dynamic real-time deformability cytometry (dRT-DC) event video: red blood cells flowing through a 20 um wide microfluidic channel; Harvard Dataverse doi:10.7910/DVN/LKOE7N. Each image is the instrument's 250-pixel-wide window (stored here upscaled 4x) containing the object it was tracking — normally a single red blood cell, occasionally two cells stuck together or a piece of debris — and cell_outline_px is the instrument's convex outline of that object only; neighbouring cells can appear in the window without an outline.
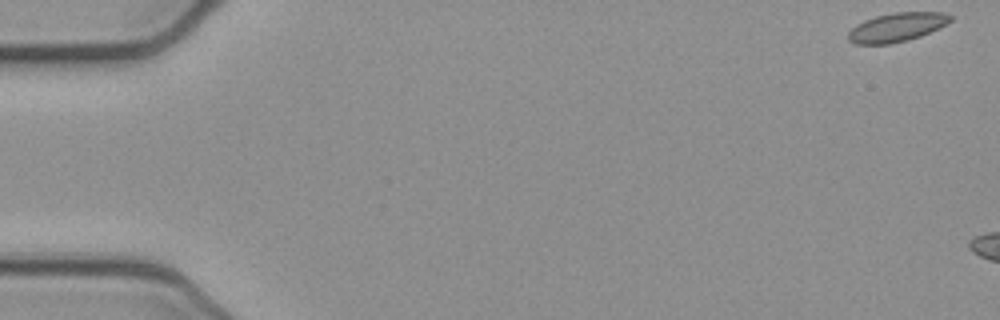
{"species": "common noctule bat (a hibernating species)", "species_latin": "Nyctalus noctula", "temperature_condition": "cold", "stored_images_in_passage": 6, "camera_frame_rate_fps": 3000, "um_per_image_px": 0.085, "animal": {"sex": "female", "body_mass_g": 21.9}, "frame": {"image": 1, "passage_image": 1, "time_ms": 0.0, "image_size_px": [1000, 320], "cell_outline_px": [[952, 20], [920, 36], [908, 40], [888, 44], [856, 44], [848, 40], [848, 32], [856, 24], [864, 20], [876, 16], [896, 12], [944, 12], [952, 16]], "centroid_in_image_um": [76.19, 2.31], "position_along_channel_um": 8.8, "area_um2": 16.99}}